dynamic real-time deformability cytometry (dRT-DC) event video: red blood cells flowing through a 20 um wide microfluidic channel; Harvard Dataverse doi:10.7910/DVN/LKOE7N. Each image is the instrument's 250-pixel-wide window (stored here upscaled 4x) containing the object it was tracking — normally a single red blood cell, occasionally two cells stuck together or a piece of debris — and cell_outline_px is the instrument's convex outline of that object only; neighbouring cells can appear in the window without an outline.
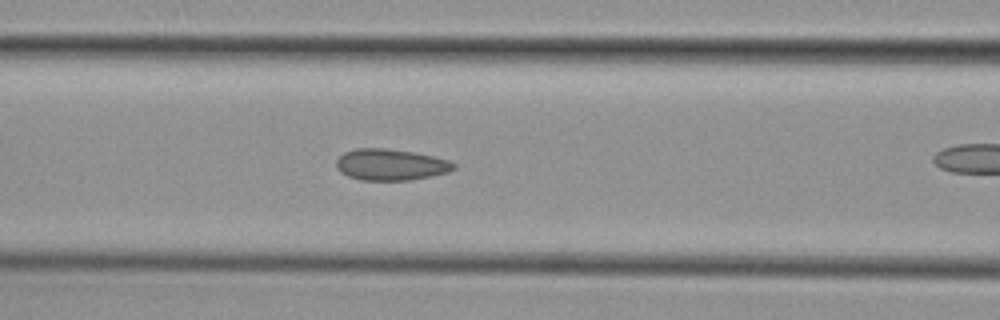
{"species": "common noctule bat (a hibernating species)", "species_latin": "Nyctalus noctula", "temperature_condition": "cold", "stored_images_in_passage": 30, "camera_frame_rate_fps": 3000, "um_per_image_px": 0.085, "animal": {"sex": "female", "body_mass_g": 29.2, "forearm_length_mm": 56.3}, "frame": {"image": 1, "passage_image": 22, "time_ms": 7.0, "image_size_px": [1000, 320], "cell_outline_px": [[456, 168], [448, 172], [412, 180], [360, 180], [348, 176], [340, 172], [336, 168], [336, 160], [344, 152], [356, 148], [384, 148], [416, 152], [448, 160], [456, 164]], "centroid_in_image_um": [33.19, 13.99], "position_along_channel_um": 133.4, "area_um2": 21.56}}